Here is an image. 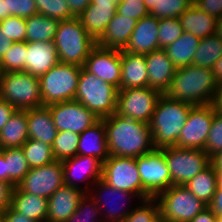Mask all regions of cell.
Here are the masks:
<instances>
[{
	"instance_id": "7dc6e473",
	"label": "cell",
	"mask_w": 222,
	"mask_h": 222,
	"mask_svg": "<svg viewBox=\"0 0 222 222\" xmlns=\"http://www.w3.org/2000/svg\"><path fill=\"white\" fill-rule=\"evenodd\" d=\"M117 12L122 16L131 17L137 21L150 14L142 0L119 2Z\"/></svg>"
},
{
	"instance_id": "6da1fadb",
	"label": "cell",
	"mask_w": 222,
	"mask_h": 222,
	"mask_svg": "<svg viewBox=\"0 0 222 222\" xmlns=\"http://www.w3.org/2000/svg\"><path fill=\"white\" fill-rule=\"evenodd\" d=\"M103 121L109 155L137 158L155 149L149 124L118 113Z\"/></svg>"
},
{
	"instance_id": "11a10c76",
	"label": "cell",
	"mask_w": 222,
	"mask_h": 222,
	"mask_svg": "<svg viewBox=\"0 0 222 222\" xmlns=\"http://www.w3.org/2000/svg\"><path fill=\"white\" fill-rule=\"evenodd\" d=\"M70 11L78 17L91 3V0H67Z\"/></svg>"
},
{
	"instance_id": "30bf717a",
	"label": "cell",
	"mask_w": 222,
	"mask_h": 222,
	"mask_svg": "<svg viewBox=\"0 0 222 222\" xmlns=\"http://www.w3.org/2000/svg\"><path fill=\"white\" fill-rule=\"evenodd\" d=\"M172 185H186L198 173L210 165V157L201 149L163 148Z\"/></svg>"
},
{
	"instance_id": "cb8c5ba5",
	"label": "cell",
	"mask_w": 222,
	"mask_h": 222,
	"mask_svg": "<svg viewBox=\"0 0 222 222\" xmlns=\"http://www.w3.org/2000/svg\"><path fill=\"white\" fill-rule=\"evenodd\" d=\"M118 4L98 3L89 6L78 16L86 32L97 42L117 12Z\"/></svg>"
},
{
	"instance_id": "ba28073f",
	"label": "cell",
	"mask_w": 222,
	"mask_h": 222,
	"mask_svg": "<svg viewBox=\"0 0 222 222\" xmlns=\"http://www.w3.org/2000/svg\"><path fill=\"white\" fill-rule=\"evenodd\" d=\"M155 199L159 204L161 222H190L207 207L185 185H172Z\"/></svg>"
},
{
	"instance_id": "5b68a950",
	"label": "cell",
	"mask_w": 222,
	"mask_h": 222,
	"mask_svg": "<svg viewBox=\"0 0 222 222\" xmlns=\"http://www.w3.org/2000/svg\"><path fill=\"white\" fill-rule=\"evenodd\" d=\"M118 89L81 67L74 100L82 103L99 119L116 113Z\"/></svg>"
},
{
	"instance_id": "d590c367",
	"label": "cell",
	"mask_w": 222,
	"mask_h": 222,
	"mask_svg": "<svg viewBox=\"0 0 222 222\" xmlns=\"http://www.w3.org/2000/svg\"><path fill=\"white\" fill-rule=\"evenodd\" d=\"M149 13L158 19L178 18L194 0H142Z\"/></svg>"
},
{
	"instance_id": "003e7915",
	"label": "cell",
	"mask_w": 222,
	"mask_h": 222,
	"mask_svg": "<svg viewBox=\"0 0 222 222\" xmlns=\"http://www.w3.org/2000/svg\"><path fill=\"white\" fill-rule=\"evenodd\" d=\"M0 222H3V220H2V215H0Z\"/></svg>"
},
{
	"instance_id": "ee69618b",
	"label": "cell",
	"mask_w": 222,
	"mask_h": 222,
	"mask_svg": "<svg viewBox=\"0 0 222 222\" xmlns=\"http://www.w3.org/2000/svg\"><path fill=\"white\" fill-rule=\"evenodd\" d=\"M0 31H4L13 42L26 41V18L10 16L0 21Z\"/></svg>"
},
{
	"instance_id": "4dcf8cb0",
	"label": "cell",
	"mask_w": 222,
	"mask_h": 222,
	"mask_svg": "<svg viewBox=\"0 0 222 222\" xmlns=\"http://www.w3.org/2000/svg\"><path fill=\"white\" fill-rule=\"evenodd\" d=\"M199 42V37L184 31L175 42L169 44L164 50L178 69L192 65Z\"/></svg>"
},
{
	"instance_id": "816d5d0a",
	"label": "cell",
	"mask_w": 222,
	"mask_h": 222,
	"mask_svg": "<svg viewBox=\"0 0 222 222\" xmlns=\"http://www.w3.org/2000/svg\"><path fill=\"white\" fill-rule=\"evenodd\" d=\"M16 110L12 104L0 99V131Z\"/></svg>"
},
{
	"instance_id": "74e56055",
	"label": "cell",
	"mask_w": 222,
	"mask_h": 222,
	"mask_svg": "<svg viewBox=\"0 0 222 222\" xmlns=\"http://www.w3.org/2000/svg\"><path fill=\"white\" fill-rule=\"evenodd\" d=\"M79 135V133L72 131H57L52 145L56 161H63L77 155Z\"/></svg>"
},
{
	"instance_id": "484cf974",
	"label": "cell",
	"mask_w": 222,
	"mask_h": 222,
	"mask_svg": "<svg viewBox=\"0 0 222 222\" xmlns=\"http://www.w3.org/2000/svg\"><path fill=\"white\" fill-rule=\"evenodd\" d=\"M136 23V19L122 16L116 12L108 23L106 31L97 41V45L104 48L123 50L129 42Z\"/></svg>"
},
{
	"instance_id": "836d02e7",
	"label": "cell",
	"mask_w": 222,
	"mask_h": 222,
	"mask_svg": "<svg viewBox=\"0 0 222 222\" xmlns=\"http://www.w3.org/2000/svg\"><path fill=\"white\" fill-rule=\"evenodd\" d=\"M0 153L5 159L6 182L15 187L29 172L28 161L21 147L0 150Z\"/></svg>"
},
{
	"instance_id": "f1b7e54d",
	"label": "cell",
	"mask_w": 222,
	"mask_h": 222,
	"mask_svg": "<svg viewBox=\"0 0 222 222\" xmlns=\"http://www.w3.org/2000/svg\"><path fill=\"white\" fill-rule=\"evenodd\" d=\"M185 32L200 39L216 33L217 18L201 11L194 3L178 17Z\"/></svg>"
},
{
	"instance_id": "be15d7a7",
	"label": "cell",
	"mask_w": 222,
	"mask_h": 222,
	"mask_svg": "<svg viewBox=\"0 0 222 222\" xmlns=\"http://www.w3.org/2000/svg\"><path fill=\"white\" fill-rule=\"evenodd\" d=\"M93 4L104 3V4H119V0H91Z\"/></svg>"
},
{
	"instance_id": "277c9868",
	"label": "cell",
	"mask_w": 222,
	"mask_h": 222,
	"mask_svg": "<svg viewBox=\"0 0 222 222\" xmlns=\"http://www.w3.org/2000/svg\"><path fill=\"white\" fill-rule=\"evenodd\" d=\"M59 61L83 67L97 42L86 32L78 17L59 22L54 38Z\"/></svg>"
},
{
	"instance_id": "6f0895ef",
	"label": "cell",
	"mask_w": 222,
	"mask_h": 222,
	"mask_svg": "<svg viewBox=\"0 0 222 222\" xmlns=\"http://www.w3.org/2000/svg\"><path fill=\"white\" fill-rule=\"evenodd\" d=\"M212 105L215 109V112L222 114V84L218 85Z\"/></svg>"
},
{
	"instance_id": "7402d4cb",
	"label": "cell",
	"mask_w": 222,
	"mask_h": 222,
	"mask_svg": "<svg viewBox=\"0 0 222 222\" xmlns=\"http://www.w3.org/2000/svg\"><path fill=\"white\" fill-rule=\"evenodd\" d=\"M26 46V73L40 77L60 62L53 41L26 42Z\"/></svg>"
},
{
	"instance_id": "83f0119b",
	"label": "cell",
	"mask_w": 222,
	"mask_h": 222,
	"mask_svg": "<svg viewBox=\"0 0 222 222\" xmlns=\"http://www.w3.org/2000/svg\"><path fill=\"white\" fill-rule=\"evenodd\" d=\"M11 207L18 213L36 222H47L48 199L28 194L13 187Z\"/></svg>"
},
{
	"instance_id": "6125c7cd",
	"label": "cell",
	"mask_w": 222,
	"mask_h": 222,
	"mask_svg": "<svg viewBox=\"0 0 222 222\" xmlns=\"http://www.w3.org/2000/svg\"><path fill=\"white\" fill-rule=\"evenodd\" d=\"M6 19V6L5 1H0V21Z\"/></svg>"
},
{
	"instance_id": "7bdbcfd3",
	"label": "cell",
	"mask_w": 222,
	"mask_h": 222,
	"mask_svg": "<svg viewBox=\"0 0 222 222\" xmlns=\"http://www.w3.org/2000/svg\"><path fill=\"white\" fill-rule=\"evenodd\" d=\"M184 30L178 18H163L159 21V49H165L169 44L175 42Z\"/></svg>"
},
{
	"instance_id": "91938a15",
	"label": "cell",
	"mask_w": 222,
	"mask_h": 222,
	"mask_svg": "<svg viewBox=\"0 0 222 222\" xmlns=\"http://www.w3.org/2000/svg\"><path fill=\"white\" fill-rule=\"evenodd\" d=\"M212 72L214 73L216 82L222 84V57L215 62L212 67Z\"/></svg>"
},
{
	"instance_id": "681fc988",
	"label": "cell",
	"mask_w": 222,
	"mask_h": 222,
	"mask_svg": "<svg viewBox=\"0 0 222 222\" xmlns=\"http://www.w3.org/2000/svg\"><path fill=\"white\" fill-rule=\"evenodd\" d=\"M208 207L217 215L218 218H222V173L217 174L216 192Z\"/></svg>"
},
{
	"instance_id": "f6af8a7d",
	"label": "cell",
	"mask_w": 222,
	"mask_h": 222,
	"mask_svg": "<svg viewBox=\"0 0 222 222\" xmlns=\"http://www.w3.org/2000/svg\"><path fill=\"white\" fill-rule=\"evenodd\" d=\"M219 151H222V114L216 112L214 114L204 152L211 157Z\"/></svg>"
},
{
	"instance_id": "8d00e7d4",
	"label": "cell",
	"mask_w": 222,
	"mask_h": 222,
	"mask_svg": "<svg viewBox=\"0 0 222 222\" xmlns=\"http://www.w3.org/2000/svg\"><path fill=\"white\" fill-rule=\"evenodd\" d=\"M30 168L47 165L55 161L52 146L35 139H28L21 147Z\"/></svg>"
},
{
	"instance_id": "e0dca14e",
	"label": "cell",
	"mask_w": 222,
	"mask_h": 222,
	"mask_svg": "<svg viewBox=\"0 0 222 222\" xmlns=\"http://www.w3.org/2000/svg\"><path fill=\"white\" fill-rule=\"evenodd\" d=\"M62 165L64 184L78 188L84 193H88L94 183L102 177L103 163L97 158L76 155L63 160Z\"/></svg>"
},
{
	"instance_id": "f5cc1de1",
	"label": "cell",
	"mask_w": 222,
	"mask_h": 222,
	"mask_svg": "<svg viewBox=\"0 0 222 222\" xmlns=\"http://www.w3.org/2000/svg\"><path fill=\"white\" fill-rule=\"evenodd\" d=\"M3 222H36L16 212L11 206L2 214Z\"/></svg>"
},
{
	"instance_id": "680465c9",
	"label": "cell",
	"mask_w": 222,
	"mask_h": 222,
	"mask_svg": "<svg viewBox=\"0 0 222 222\" xmlns=\"http://www.w3.org/2000/svg\"><path fill=\"white\" fill-rule=\"evenodd\" d=\"M210 164L214 167L217 174L222 173V151H219L210 157Z\"/></svg>"
},
{
	"instance_id": "44dd1931",
	"label": "cell",
	"mask_w": 222,
	"mask_h": 222,
	"mask_svg": "<svg viewBox=\"0 0 222 222\" xmlns=\"http://www.w3.org/2000/svg\"><path fill=\"white\" fill-rule=\"evenodd\" d=\"M84 192L63 184L48 198L47 222H65L78 207Z\"/></svg>"
},
{
	"instance_id": "8fae6325",
	"label": "cell",
	"mask_w": 222,
	"mask_h": 222,
	"mask_svg": "<svg viewBox=\"0 0 222 222\" xmlns=\"http://www.w3.org/2000/svg\"><path fill=\"white\" fill-rule=\"evenodd\" d=\"M137 168L144 188V199L155 198L172 186V178L162 149L136 158Z\"/></svg>"
},
{
	"instance_id": "ffe728a7",
	"label": "cell",
	"mask_w": 222,
	"mask_h": 222,
	"mask_svg": "<svg viewBox=\"0 0 222 222\" xmlns=\"http://www.w3.org/2000/svg\"><path fill=\"white\" fill-rule=\"evenodd\" d=\"M148 87L165 94L171 85L177 68L164 49L146 54Z\"/></svg>"
},
{
	"instance_id": "ac0fdd59",
	"label": "cell",
	"mask_w": 222,
	"mask_h": 222,
	"mask_svg": "<svg viewBox=\"0 0 222 222\" xmlns=\"http://www.w3.org/2000/svg\"><path fill=\"white\" fill-rule=\"evenodd\" d=\"M83 68L119 90L122 72L121 50L96 45L91 50Z\"/></svg>"
},
{
	"instance_id": "4fadbf2b",
	"label": "cell",
	"mask_w": 222,
	"mask_h": 222,
	"mask_svg": "<svg viewBox=\"0 0 222 222\" xmlns=\"http://www.w3.org/2000/svg\"><path fill=\"white\" fill-rule=\"evenodd\" d=\"M161 95L148 86L118 90L116 113L149 124Z\"/></svg>"
},
{
	"instance_id": "f35d334b",
	"label": "cell",
	"mask_w": 222,
	"mask_h": 222,
	"mask_svg": "<svg viewBox=\"0 0 222 222\" xmlns=\"http://www.w3.org/2000/svg\"><path fill=\"white\" fill-rule=\"evenodd\" d=\"M123 222H161L157 200L148 198L139 201Z\"/></svg>"
},
{
	"instance_id": "52a82bcc",
	"label": "cell",
	"mask_w": 222,
	"mask_h": 222,
	"mask_svg": "<svg viewBox=\"0 0 222 222\" xmlns=\"http://www.w3.org/2000/svg\"><path fill=\"white\" fill-rule=\"evenodd\" d=\"M81 67L59 62L39 77L43 106L74 100Z\"/></svg>"
},
{
	"instance_id": "e575fe53",
	"label": "cell",
	"mask_w": 222,
	"mask_h": 222,
	"mask_svg": "<svg viewBox=\"0 0 222 222\" xmlns=\"http://www.w3.org/2000/svg\"><path fill=\"white\" fill-rule=\"evenodd\" d=\"M222 57V40L215 33L200 39L192 64L212 69L216 61Z\"/></svg>"
},
{
	"instance_id": "8992f818",
	"label": "cell",
	"mask_w": 222,
	"mask_h": 222,
	"mask_svg": "<svg viewBox=\"0 0 222 222\" xmlns=\"http://www.w3.org/2000/svg\"><path fill=\"white\" fill-rule=\"evenodd\" d=\"M0 99L12 104L17 110L42 107L39 77L25 71L3 73Z\"/></svg>"
},
{
	"instance_id": "d6986e66",
	"label": "cell",
	"mask_w": 222,
	"mask_h": 222,
	"mask_svg": "<svg viewBox=\"0 0 222 222\" xmlns=\"http://www.w3.org/2000/svg\"><path fill=\"white\" fill-rule=\"evenodd\" d=\"M159 21L149 14L137 21L129 42L123 49L134 54H149L159 49Z\"/></svg>"
},
{
	"instance_id": "4316f807",
	"label": "cell",
	"mask_w": 222,
	"mask_h": 222,
	"mask_svg": "<svg viewBox=\"0 0 222 222\" xmlns=\"http://www.w3.org/2000/svg\"><path fill=\"white\" fill-rule=\"evenodd\" d=\"M29 139L53 145L57 129L47 106L26 110Z\"/></svg>"
},
{
	"instance_id": "f907efd6",
	"label": "cell",
	"mask_w": 222,
	"mask_h": 222,
	"mask_svg": "<svg viewBox=\"0 0 222 222\" xmlns=\"http://www.w3.org/2000/svg\"><path fill=\"white\" fill-rule=\"evenodd\" d=\"M13 186L6 182L0 181V215H2L11 206V193Z\"/></svg>"
},
{
	"instance_id": "9c48e42d",
	"label": "cell",
	"mask_w": 222,
	"mask_h": 222,
	"mask_svg": "<svg viewBox=\"0 0 222 222\" xmlns=\"http://www.w3.org/2000/svg\"><path fill=\"white\" fill-rule=\"evenodd\" d=\"M88 193L99 207L102 222H123L134 209L132 201L142 200L137 194L111 187L101 179L94 183Z\"/></svg>"
},
{
	"instance_id": "7a4b0ae2",
	"label": "cell",
	"mask_w": 222,
	"mask_h": 222,
	"mask_svg": "<svg viewBox=\"0 0 222 222\" xmlns=\"http://www.w3.org/2000/svg\"><path fill=\"white\" fill-rule=\"evenodd\" d=\"M218 85L212 69L192 64L175 71L165 95L172 100L186 102L193 106L210 105Z\"/></svg>"
},
{
	"instance_id": "5bb4252c",
	"label": "cell",
	"mask_w": 222,
	"mask_h": 222,
	"mask_svg": "<svg viewBox=\"0 0 222 222\" xmlns=\"http://www.w3.org/2000/svg\"><path fill=\"white\" fill-rule=\"evenodd\" d=\"M215 113L212 104L193 106L175 146L204 150Z\"/></svg>"
},
{
	"instance_id": "7c38bea8",
	"label": "cell",
	"mask_w": 222,
	"mask_h": 222,
	"mask_svg": "<svg viewBox=\"0 0 222 222\" xmlns=\"http://www.w3.org/2000/svg\"><path fill=\"white\" fill-rule=\"evenodd\" d=\"M101 180L116 189L135 193L144 200V188L136 158L109 155V158L103 162Z\"/></svg>"
},
{
	"instance_id": "9a60e30c",
	"label": "cell",
	"mask_w": 222,
	"mask_h": 222,
	"mask_svg": "<svg viewBox=\"0 0 222 222\" xmlns=\"http://www.w3.org/2000/svg\"><path fill=\"white\" fill-rule=\"evenodd\" d=\"M64 184L62 161H54L44 166L30 168L16 186L28 194L48 199Z\"/></svg>"
},
{
	"instance_id": "e7e4bbea",
	"label": "cell",
	"mask_w": 222,
	"mask_h": 222,
	"mask_svg": "<svg viewBox=\"0 0 222 222\" xmlns=\"http://www.w3.org/2000/svg\"><path fill=\"white\" fill-rule=\"evenodd\" d=\"M216 34L221 38L222 40V17L218 18L217 20V30Z\"/></svg>"
},
{
	"instance_id": "1f68e13d",
	"label": "cell",
	"mask_w": 222,
	"mask_h": 222,
	"mask_svg": "<svg viewBox=\"0 0 222 222\" xmlns=\"http://www.w3.org/2000/svg\"><path fill=\"white\" fill-rule=\"evenodd\" d=\"M59 22L40 13L26 18V42L54 41Z\"/></svg>"
},
{
	"instance_id": "b9f144b4",
	"label": "cell",
	"mask_w": 222,
	"mask_h": 222,
	"mask_svg": "<svg viewBox=\"0 0 222 222\" xmlns=\"http://www.w3.org/2000/svg\"><path fill=\"white\" fill-rule=\"evenodd\" d=\"M37 12L59 21L76 17L69 8L67 0H34Z\"/></svg>"
},
{
	"instance_id": "d6a6232c",
	"label": "cell",
	"mask_w": 222,
	"mask_h": 222,
	"mask_svg": "<svg viewBox=\"0 0 222 222\" xmlns=\"http://www.w3.org/2000/svg\"><path fill=\"white\" fill-rule=\"evenodd\" d=\"M187 189L207 206L211 203L217 188V173L210 164L185 185Z\"/></svg>"
},
{
	"instance_id": "60d3db41",
	"label": "cell",
	"mask_w": 222,
	"mask_h": 222,
	"mask_svg": "<svg viewBox=\"0 0 222 222\" xmlns=\"http://www.w3.org/2000/svg\"><path fill=\"white\" fill-rule=\"evenodd\" d=\"M65 222H102L99 207L89 193L83 194L76 211Z\"/></svg>"
},
{
	"instance_id": "603a6c76",
	"label": "cell",
	"mask_w": 222,
	"mask_h": 222,
	"mask_svg": "<svg viewBox=\"0 0 222 222\" xmlns=\"http://www.w3.org/2000/svg\"><path fill=\"white\" fill-rule=\"evenodd\" d=\"M121 71L119 90L148 86L145 54H134L121 50Z\"/></svg>"
},
{
	"instance_id": "ab89813d",
	"label": "cell",
	"mask_w": 222,
	"mask_h": 222,
	"mask_svg": "<svg viewBox=\"0 0 222 222\" xmlns=\"http://www.w3.org/2000/svg\"><path fill=\"white\" fill-rule=\"evenodd\" d=\"M26 52V41L14 42L0 60L3 73L25 71Z\"/></svg>"
},
{
	"instance_id": "3957f363",
	"label": "cell",
	"mask_w": 222,
	"mask_h": 222,
	"mask_svg": "<svg viewBox=\"0 0 222 222\" xmlns=\"http://www.w3.org/2000/svg\"><path fill=\"white\" fill-rule=\"evenodd\" d=\"M193 105L170 99L162 94L155 107L149 127L155 149L177 144Z\"/></svg>"
},
{
	"instance_id": "03108f58",
	"label": "cell",
	"mask_w": 222,
	"mask_h": 222,
	"mask_svg": "<svg viewBox=\"0 0 222 222\" xmlns=\"http://www.w3.org/2000/svg\"><path fill=\"white\" fill-rule=\"evenodd\" d=\"M2 75H3V70H2V68H1V64H0V81H1V77H2Z\"/></svg>"
},
{
	"instance_id": "f546056e",
	"label": "cell",
	"mask_w": 222,
	"mask_h": 222,
	"mask_svg": "<svg viewBox=\"0 0 222 222\" xmlns=\"http://www.w3.org/2000/svg\"><path fill=\"white\" fill-rule=\"evenodd\" d=\"M28 139L26 110H16L0 131V150L22 147Z\"/></svg>"
},
{
	"instance_id": "c3c4849f",
	"label": "cell",
	"mask_w": 222,
	"mask_h": 222,
	"mask_svg": "<svg viewBox=\"0 0 222 222\" xmlns=\"http://www.w3.org/2000/svg\"><path fill=\"white\" fill-rule=\"evenodd\" d=\"M194 5L210 16L222 17V0H194Z\"/></svg>"
},
{
	"instance_id": "db71d44e",
	"label": "cell",
	"mask_w": 222,
	"mask_h": 222,
	"mask_svg": "<svg viewBox=\"0 0 222 222\" xmlns=\"http://www.w3.org/2000/svg\"><path fill=\"white\" fill-rule=\"evenodd\" d=\"M218 219L217 215L207 206L190 222H218Z\"/></svg>"
},
{
	"instance_id": "2e32d148",
	"label": "cell",
	"mask_w": 222,
	"mask_h": 222,
	"mask_svg": "<svg viewBox=\"0 0 222 222\" xmlns=\"http://www.w3.org/2000/svg\"><path fill=\"white\" fill-rule=\"evenodd\" d=\"M57 131L83 133L100 119L76 100L47 105Z\"/></svg>"
},
{
	"instance_id": "bcb514c9",
	"label": "cell",
	"mask_w": 222,
	"mask_h": 222,
	"mask_svg": "<svg viewBox=\"0 0 222 222\" xmlns=\"http://www.w3.org/2000/svg\"><path fill=\"white\" fill-rule=\"evenodd\" d=\"M6 6V18L17 16L29 18L37 14V6L34 0H4Z\"/></svg>"
},
{
	"instance_id": "94428289",
	"label": "cell",
	"mask_w": 222,
	"mask_h": 222,
	"mask_svg": "<svg viewBox=\"0 0 222 222\" xmlns=\"http://www.w3.org/2000/svg\"><path fill=\"white\" fill-rule=\"evenodd\" d=\"M0 181H6L5 159L1 153H0Z\"/></svg>"
},
{
	"instance_id": "d4e9b609",
	"label": "cell",
	"mask_w": 222,
	"mask_h": 222,
	"mask_svg": "<svg viewBox=\"0 0 222 222\" xmlns=\"http://www.w3.org/2000/svg\"><path fill=\"white\" fill-rule=\"evenodd\" d=\"M77 155L97 158L102 163L109 158L103 119L79 135Z\"/></svg>"
},
{
	"instance_id": "9f6ffc18",
	"label": "cell",
	"mask_w": 222,
	"mask_h": 222,
	"mask_svg": "<svg viewBox=\"0 0 222 222\" xmlns=\"http://www.w3.org/2000/svg\"><path fill=\"white\" fill-rule=\"evenodd\" d=\"M14 42L7 37L4 31H0V60L5 53L10 49Z\"/></svg>"
}]
</instances>
